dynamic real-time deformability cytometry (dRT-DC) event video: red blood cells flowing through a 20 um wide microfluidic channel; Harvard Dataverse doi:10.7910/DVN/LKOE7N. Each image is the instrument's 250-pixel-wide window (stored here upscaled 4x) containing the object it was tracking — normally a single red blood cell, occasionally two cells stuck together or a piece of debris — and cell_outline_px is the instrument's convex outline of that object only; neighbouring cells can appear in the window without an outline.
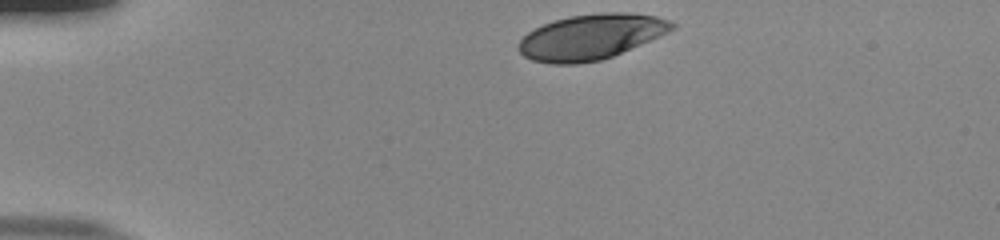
{"species": "human", "species_latin": "Homo sapiens", "temperature_condition": "room temperature", "stored_images_in_passage": 35, "camera_frame_rate_fps": 3000, "um_per_image_px": 0.085, "donor": {"sex": "male"}, "frame": {"image": 1, "passage_image": 1, "time_ms": 0.0, "image_size_px": [1000, 240], "cell_outline_px": [[676, 28], [660, 36], [612, 56], [600, 60], [580, 64], [552, 64], [532, 60], [524, 56], [520, 52], [516, 44], [528, 32], [544, 24], [556, 20], [572, 16], [600, 12], [628, 12], [656, 16], [668, 20], [676, 24]], "centroid_in_image_um": [50.23, 3.13], "position_along_channel_um": 34.8, "area_um2": 40.4}}
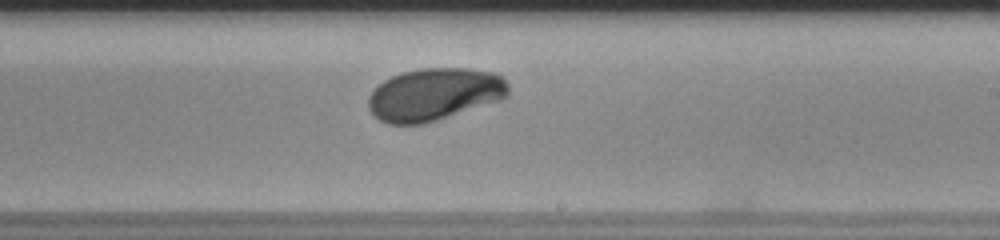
{"frame": {"image": 2, "passage_image": 23, "time_ms": 7.333, "image_size_px": [1000, 240], "cell_outline_px": [[508, 96], [500, 100], [424, 124], [388, 124], [380, 120], [368, 108], [368, 96], [384, 80], [392, 76], [404, 72], [424, 68], [468, 68], [492, 72], [500, 76], [508, 84]], "centroid_in_image_um": [36.92, 8.02], "position_along_channel_um": 252.1, "area_um2": 42.48}}
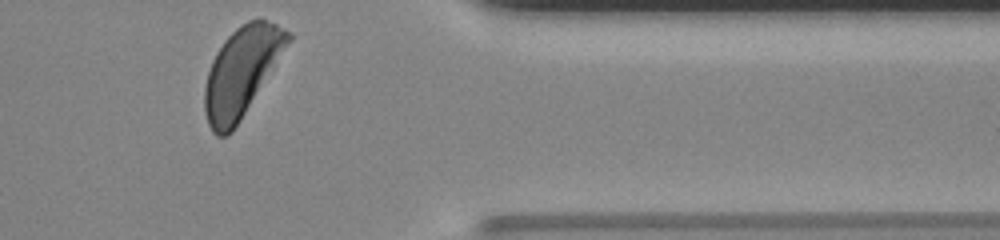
{"frame": {"image": 3, "passage_image": 35, "time_ms": 11.333, "image_size_px": [1000, 240], "cell_outline_px": [[292, 40], [240, 120], [232, 132], [224, 136], [216, 136], [212, 132], [208, 124], [204, 112], [204, 88], [208, 72], [212, 60], [216, 52], [224, 40], [236, 28], [248, 20], [260, 16], [292, 32]], "centroid_in_image_um": [20.54, 6.07], "position_along_channel_um": 390.9, "area_um2": 43.29}, "authors_computed_cell_mechanics": {"area_um2": 42.5408, "velocity_mm_per_s": 3.7974, "shape_relaxation_time_tau1_ms": 1.9578, "shape_relaxation_time_tau2_ms": null, "deformation_change_tau1": 0.1149, "deformation_change_tau2": null}}